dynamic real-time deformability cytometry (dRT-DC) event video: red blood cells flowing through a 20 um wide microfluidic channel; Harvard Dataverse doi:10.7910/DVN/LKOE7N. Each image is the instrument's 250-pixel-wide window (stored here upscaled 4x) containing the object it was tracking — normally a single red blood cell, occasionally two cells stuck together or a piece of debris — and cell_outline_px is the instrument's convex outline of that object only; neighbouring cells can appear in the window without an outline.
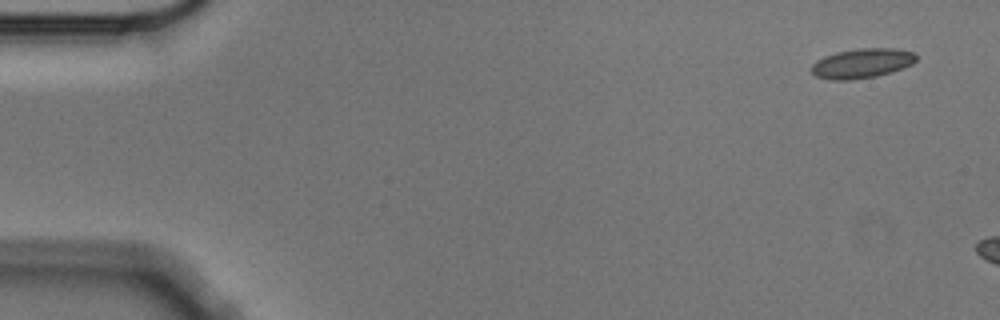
{"species": "Egyptian fruit bat (a non-hibernating species)", "species_latin": "Rousettus aegyptiacus", "temperature_condition": "cold", "stored_images_in_passage": 3, "camera_frame_rate_fps": 3000, "um_per_image_px": 0.085, "animal": {"sex": "male"}, "frame": {"image": 1, "passage_image": 1, "time_ms": 0.0, "image_size_px": [1000, 320], "cell_outline_px": [[916, 60], [912, 64], [904, 68], [892, 72], [876, 76], [848, 80], [832, 80], [816, 76], [812, 72], [812, 64], [816, 60], [824, 56], [836, 52], [860, 48], [896, 48], [916, 52]], "centroid_in_image_um": [73.3, 5.37], "position_along_channel_um": 11.7, "area_um2": 18.21}}